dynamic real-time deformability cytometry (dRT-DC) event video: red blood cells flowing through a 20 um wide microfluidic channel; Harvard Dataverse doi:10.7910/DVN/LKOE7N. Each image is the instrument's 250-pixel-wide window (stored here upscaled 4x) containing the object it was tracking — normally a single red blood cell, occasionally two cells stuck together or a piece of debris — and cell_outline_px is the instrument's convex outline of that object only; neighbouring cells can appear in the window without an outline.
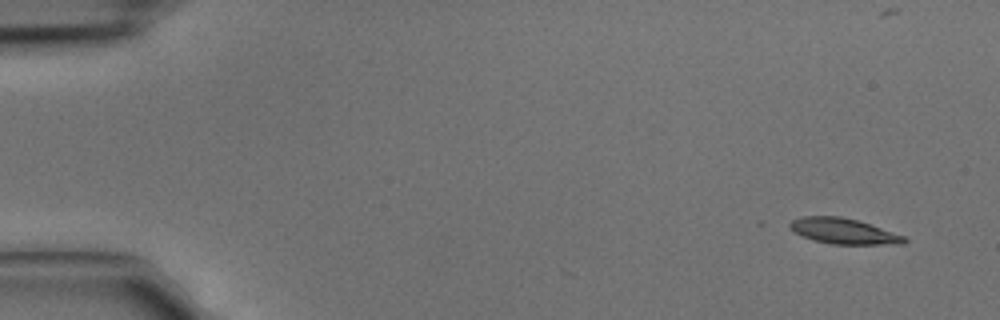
{"species": "common noctule bat (a hibernating species)", "species_latin": "Nyctalus noctula", "temperature_condition": "cold", "stored_images_in_passage": 4, "camera_frame_rate_fps": 3000, "um_per_image_px": 0.085, "animal": {"sex": "male", "body_mass_g": 15.6}, "frame": {"image": 1, "passage_image": 1, "time_ms": 0.0, "image_size_px": [1000, 320], "cell_outline_px": [[908, 240], [904, 244], [832, 244], [812, 240], [796, 232], [788, 224], [792, 220], [800, 216], [840, 216], [856, 220], [904, 236]], "centroid_in_image_um": [71.69, 19.65], "position_along_channel_um": 13.3, "area_um2": 16.76}}
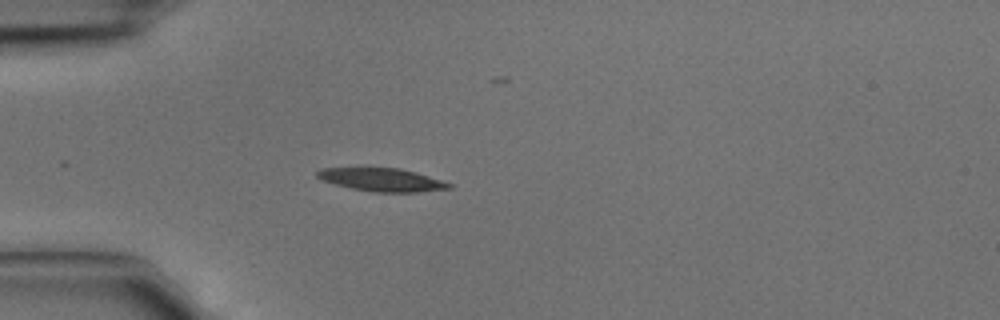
{"frame": {"image": 2, "passage_image": 4, "time_ms": 1.0, "image_size_px": [1000, 320], "cell_outline_px": [[452, 188], [420, 192], [372, 192], [352, 188], [320, 180], [316, 176], [316, 172], [324, 168], [400, 168], [416, 172], [452, 184]], "centroid_in_image_um": [32.46, 15.28], "position_along_channel_um": 52.5, "area_um2": 17.63}}